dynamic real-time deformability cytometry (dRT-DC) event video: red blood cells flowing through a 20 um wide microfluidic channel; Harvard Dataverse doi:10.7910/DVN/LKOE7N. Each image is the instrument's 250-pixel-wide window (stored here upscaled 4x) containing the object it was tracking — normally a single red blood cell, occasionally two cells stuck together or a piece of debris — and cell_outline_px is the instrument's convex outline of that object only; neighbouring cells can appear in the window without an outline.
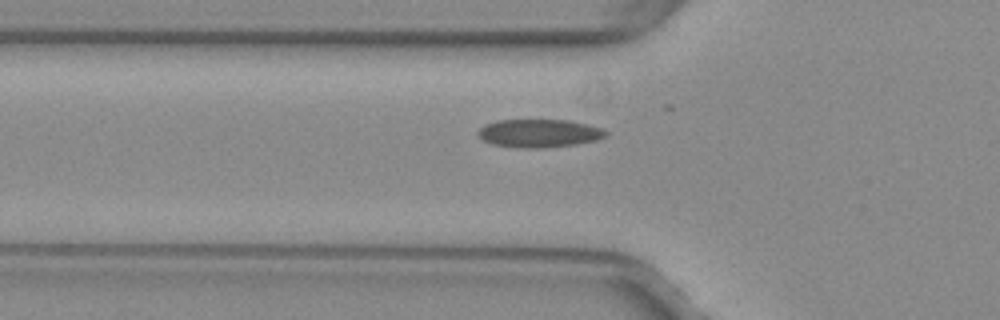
{"species": "common noctule bat (a hibernating species)", "species_latin": "Nyctalus noctula", "temperature_condition": "warm", "stored_images_in_passage": 27, "camera_frame_rate_fps": 3000, "um_per_image_px": 0.085, "animal": {"sex": "female", "body_mass_g": 29.2, "forearm_length_mm": 56.3}, "frame": {"image": 1, "passage_image": 2, "time_ms": 0.333, "image_size_px": [1000, 320], "cell_outline_px": [[608, 132], [604, 136], [596, 140], [576, 144], [544, 148], [520, 148], [492, 144], [484, 140], [476, 132], [484, 124], [496, 120], [568, 120], [588, 124], [604, 128]], "centroid_in_image_um": [45.83, 11.32], "position_along_channel_um": 80.0, "area_um2": 21.04}}
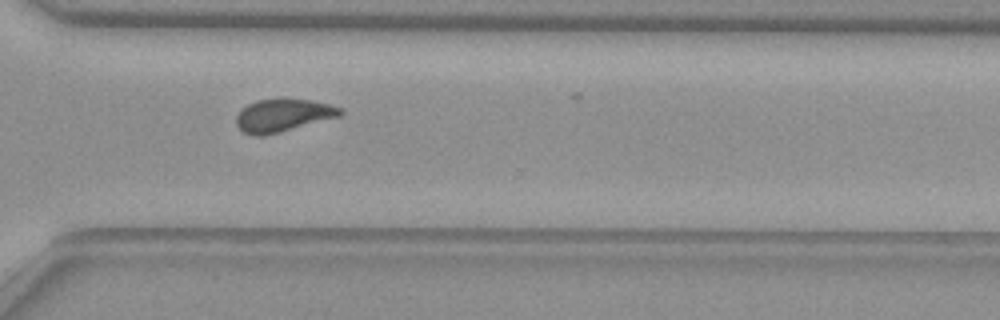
{"frame": {"image": 2, "passage_image": 22, "time_ms": 7.0, "image_size_px": [1000, 320], "cell_outline_px": [[344, 112], [340, 116], [280, 132], [264, 136], [252, 136], [244, 132], [236, 124], [236, 116], [248, 104], [256, 100], [312, 100], [344, 108]], "centroid_in_image_um": [24.07, 9.82], "position_along_channel_um": 346.5, "area_um2": 19.54}}
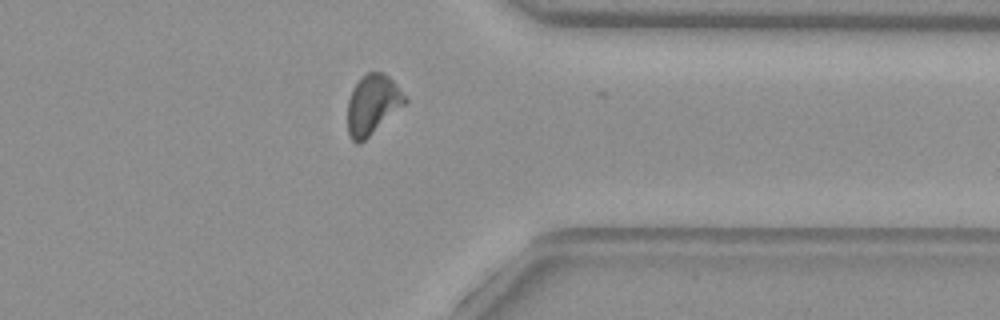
{"frame": {"image": 3, "passage_image": 25, "time_ms": 8.0, "image_size_px": [1000, 320], "cell_outline_px": [[408, 100], [404, 104], [360, 144], [356, 144], [348, 136], [348, 100], [352, 88], [368, 72], [384, 72], [396, 84]], "centroid_in_image_um": [31.64, 8.9], "position_along_channel_um": 379.8, "area_um2": 19.59}, "authors_computed_cell_mechanics": {"area_um2": 20.4034, "velocity_mm_per_s": 3.9939, "shape_relaxation_time_tau1_ms": null, "shape_relaxation_time_tau2_ms": 1.8122, "deformation_change_tau1": null, "deformation_change_tau2": 0.0722}}